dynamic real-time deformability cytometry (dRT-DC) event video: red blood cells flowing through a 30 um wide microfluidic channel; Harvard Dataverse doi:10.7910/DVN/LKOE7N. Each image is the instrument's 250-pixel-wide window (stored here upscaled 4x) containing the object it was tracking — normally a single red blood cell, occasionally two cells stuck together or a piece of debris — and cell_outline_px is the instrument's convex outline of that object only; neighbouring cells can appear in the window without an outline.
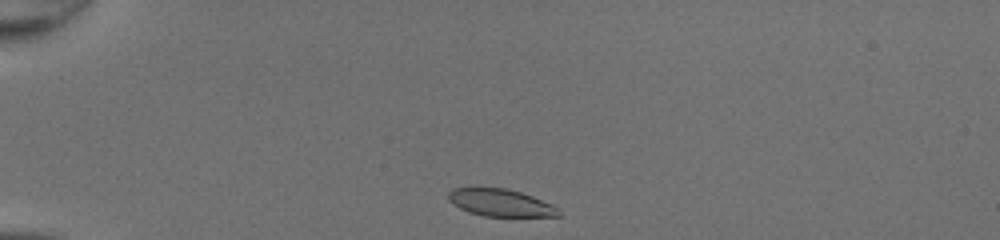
{"species": "common noctule bat (a hibernating species)", "species_latin": "Nyctalus noctula", "temperature_condition": "room temperature", "stored_images_in_passage": 34, "camera_frame_rate_fps": 3000, "um_per_image_px": 0.085, "animal": {"sex": "female", "body_mass_g": 20.0, "forearm_length_mm": 54.0}, "frame": {"image": 1, "passage_image": 1, "time_ms": 0.0, "image_size_px": [1000, 240], "cell_outline_px": [[560, 216], [484, 216], [468, 212], [452, 204], [448, 200], [448, 192], [452, 188], [468, 184], [476, 184], [504, 188], [520, 192], [532, 196], [552, 204], [560, 212]], "centroid_in_image_um": [42.41, 17.17], "position_along_channel_um": 42.6, "area_um2": 18.26}}
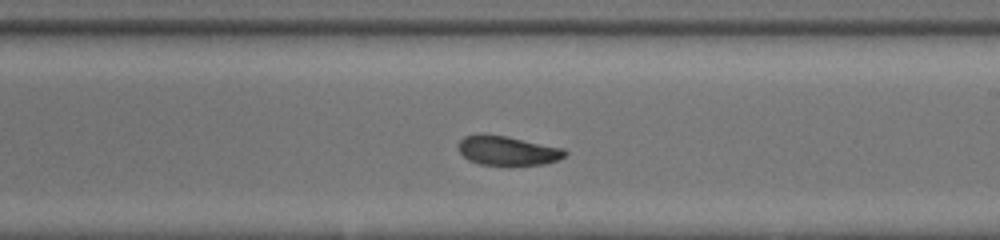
{"frame": {"image": 2, "passage_image": 19, "time_ms": 6.0, "image_size_px": [1000, 240], "cell_outline_px": [[568, 152], [564, 156], [556, 160], [544, 164], [480, 164], [468, 160], [460, 152], [460, 140], [464, 136], [476, 132], [484, 132], [508, 136], [564, 148]], "centroid_in_image_um": [43.11, 12.75], "position_along_channel_um": 245.9, "area_um2": 18.26}}
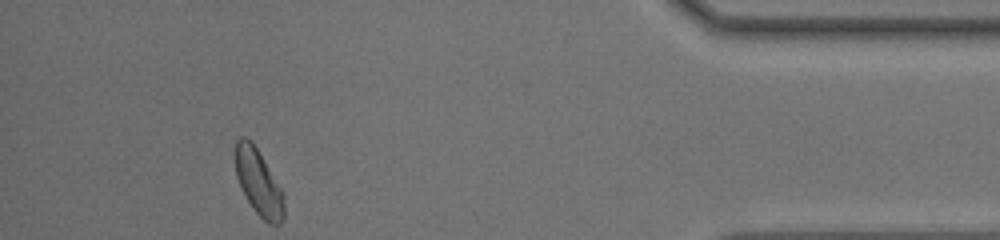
{"frame": {"image": 3, "passage_image": 34, "time_ms": 11.0, "image_size_px": [1000, 240], "cell_outline_px": [[284, 216], [280, 224], [268, 224], [256, 212], [240, 188], [236, 176], [236, 140], [240, 136], [244, 136], [252, 140], [284, 192]], "centroid_in_image_um": [21.99, 15.5], "position_along_channel_um": 413.2, "area_um2": 18.79}, "authors_computed_cell_mechanics": {"area_um2": 18.6694, "velocity_mm_per_s": 4.2431, "shape_relaxation_time_tau1_ms": null, "shape_relaxation_time_tau2_ms": 2.0331, "deformation_change_tau1": null, "deformation_change_tau2": 0.0747}}